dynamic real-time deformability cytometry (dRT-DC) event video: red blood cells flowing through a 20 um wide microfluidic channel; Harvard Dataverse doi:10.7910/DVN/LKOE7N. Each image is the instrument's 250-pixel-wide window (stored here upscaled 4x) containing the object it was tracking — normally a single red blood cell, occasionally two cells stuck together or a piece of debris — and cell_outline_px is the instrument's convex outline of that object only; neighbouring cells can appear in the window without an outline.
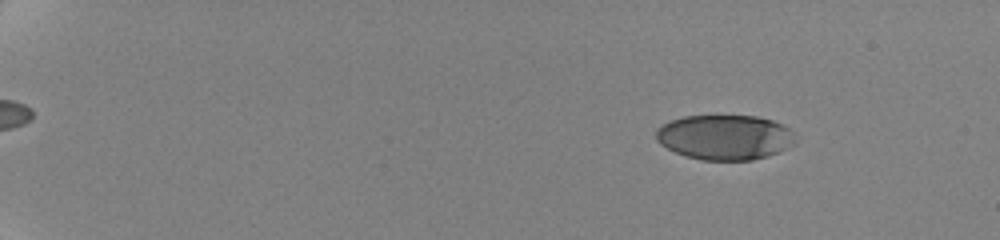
{"species": "human", "species_latin": "Homo sapiens", "temperature_condition": "cold", "stored_images_in_passage": 43, "camera_frame_rate_fps": 3000, "um_per_image_px": 0.085, "donor": {"sex": "female"}, "frame": {"image": 1, "passage_image": 9, "time_ms": 3.0, "image_size_px": [1000, 240], "cell_outline_px": [[796, 140], [788, 148], [780, 152], [768, 156], [752, 160], [700, 160], [684, 156], [660, 144], [656, 140], [656, 128], [672, 120], [684, 116], [756, 116], [772, 120], [788, 128], [792, 132]], "centroid_in_image_um": [61.6, 11.68], "position_along_channel_um": 23.4, "area_um2": 36.53}}
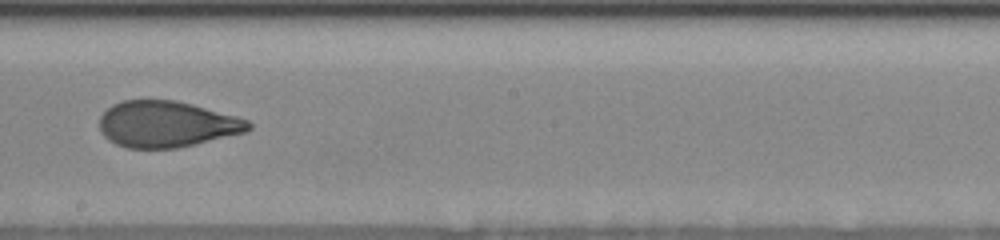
{"frame": {"image": 2, "passage_image": 26, "time_ms": 13.0, "image_size_px": [1000, 240], "cell_outline_px": [[252, 128], [244, 132], [176, 148], [128, 148], [116, 144], [108, 140], [104, 136], [100, 128], [100, 116], [112, 104], [124, 100], [176, 100], [192, 104], [236, 116], [248, 120], [252, 124]], "centroid_in_image_um": [14.14, 10.54], "position_along_channel_um": 234.1, "area_um2": 39.82}}
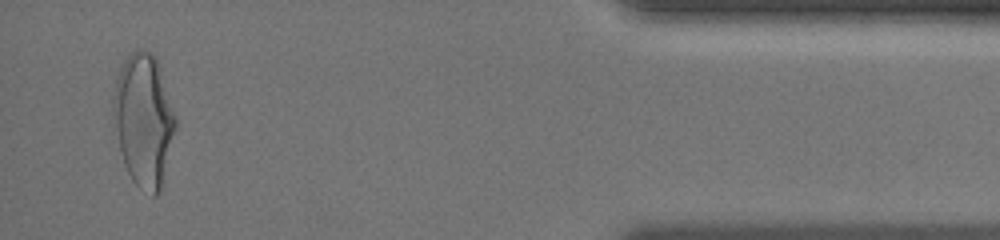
{"frame": {"image": 3, "passage_image": 42, "time_ms": 19.667, "image_size_px": [1000, 240], "cell_outline_px": [[176, 128], [160, 192], [156, 196], [152, 196], [136, 184], [132, 180], [124, 164], [120, 152], [112, 112], [112, 100], [116, 80], [120, 68], [124, 60], [136, 48], [144, 48], [152, 52], [156, 56], [176, 116]], "centroid_in_image_um": [12.21, 10.17], "position_along_channel_um": 423.0, "area_um2": 48.21}, "authors_computed_cell_mechanics": {"area_um2": 40.8068, "velocity_mm_per_s": 3.541, "shape_relaxation_time_tau1_ms": 4.3645, "shape_relaxation_time_tau2_ms": 0.913, "deformation_change_tau1": 0.1699, "deformation_change_tau2": 0.0594}}